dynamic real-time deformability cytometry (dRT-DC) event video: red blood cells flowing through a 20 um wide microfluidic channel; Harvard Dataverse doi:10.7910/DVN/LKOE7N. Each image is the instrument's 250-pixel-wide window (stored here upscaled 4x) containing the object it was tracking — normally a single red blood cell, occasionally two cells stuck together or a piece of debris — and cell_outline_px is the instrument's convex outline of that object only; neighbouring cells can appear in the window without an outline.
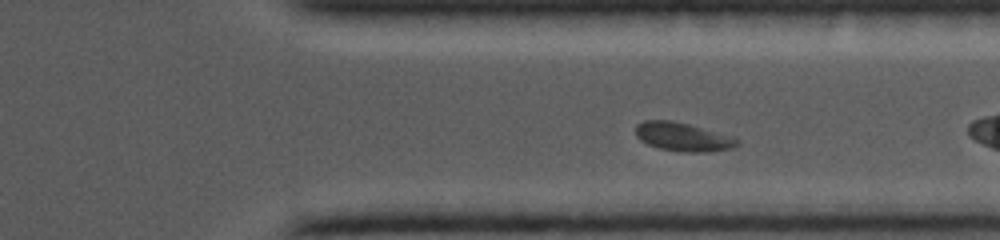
{"species": "common noctule bat (a hibernating species)", "species_latin": "Nyctalus noctula", "temperature_condition": "cold", "stored_images_in_passage": 49, "camera_frame_rate_fps": 5000, "um_per_image_px": 0.085, "animal": {"sex": "female", "body_mass_g": 19.0, "forearm_length_mm": 56.7}, "frame": {"image": 1, "passage_image": 33, "time_ms": 5.8, "image_size_px": [1000, 240], "cell_outline_px": [[740, 144], [736, 148], [708, 152], [680, 152], [660, 148], [648, 144], [640, 140], [636, 136], [636, 124], [644, 120], [672, 120], [736, 136], [740, 140]], "centroid_in_image_um": [58.12, 11.64], "position_along_channel_um": 353.3, "area_um2": 17.34}}